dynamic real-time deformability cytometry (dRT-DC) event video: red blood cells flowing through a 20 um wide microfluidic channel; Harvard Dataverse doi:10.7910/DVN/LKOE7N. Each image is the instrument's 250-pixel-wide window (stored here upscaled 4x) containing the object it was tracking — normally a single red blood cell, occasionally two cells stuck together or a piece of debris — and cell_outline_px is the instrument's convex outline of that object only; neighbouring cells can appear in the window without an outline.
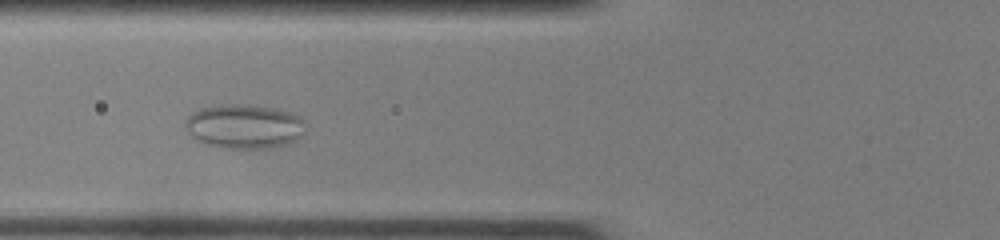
{"species": "common noctule bat (a hibernating species)", "species_latin": "Nyctalus noctula", "temperature_condition": "room temperature", "stored_images_in_passage": 48, "camera_frame_rate_fps": 3000, "um_per_image_px": 0.085, "animal": {"sex": "female", "body_mass_g": 22.0, "forearm_length_mm": 56.7}, "frame": {"image": 1, "passage_image": 18, "time_ms": 5.667, "image_size_px": [1000, 240], "cell_outline_px": [[304, 132], [296, 140], [288, 144], [272, 148], [220, 148], [204, 144], [196, 140], [184, 128], [184, 124], [188, 116], [192, 112], [200, 108], [220, 104], [248, 104], [272, 108], [288, 112], [304, 120]], "centroid_in_image_um": [20.71, 10.75], "position_along_channel_um": 105.1, "area_um2": 31.27}}
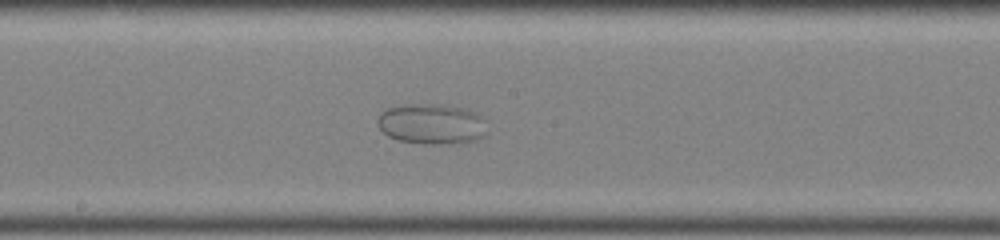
{"frame": {"image": 2, "passage_image": 26, "time_ms": 8.333, "image_size_px": [1000, 240], "cell_outline_px": [[488, 132], [484, 136], [476, 140], [460, 144], [424, 144], [400, 140], [388, 136], [376, 124], [376, 120], [380, 112], [388, 108], [412, 104], [440, 104], [468, 108], [484, 116]], "centroid_in_image_um": [36.76, 10.54], "position_along_channel_um": 211.4, "area_um2": 26.47}}
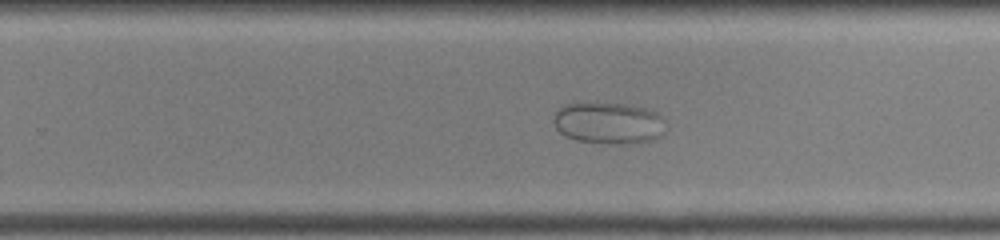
{"frame": {"image": 3, "passage_image": 31, "time_ms": 10.0, "image_size_px": [1000, 240], "cell_outline_px": [[664, 132], [660, 136], [652, 140], [632, 144], [612, 144], [576, 140], [564, 136], [556, 128], [552, 120], [556, 112], [564, 104], [624, 104], [644, 108], [656, 112], [660, 116]], "centroid_in_image_um": [51.7, 10.49], "position_along_channel_um": 278.1, "area_um2": 26.88}}